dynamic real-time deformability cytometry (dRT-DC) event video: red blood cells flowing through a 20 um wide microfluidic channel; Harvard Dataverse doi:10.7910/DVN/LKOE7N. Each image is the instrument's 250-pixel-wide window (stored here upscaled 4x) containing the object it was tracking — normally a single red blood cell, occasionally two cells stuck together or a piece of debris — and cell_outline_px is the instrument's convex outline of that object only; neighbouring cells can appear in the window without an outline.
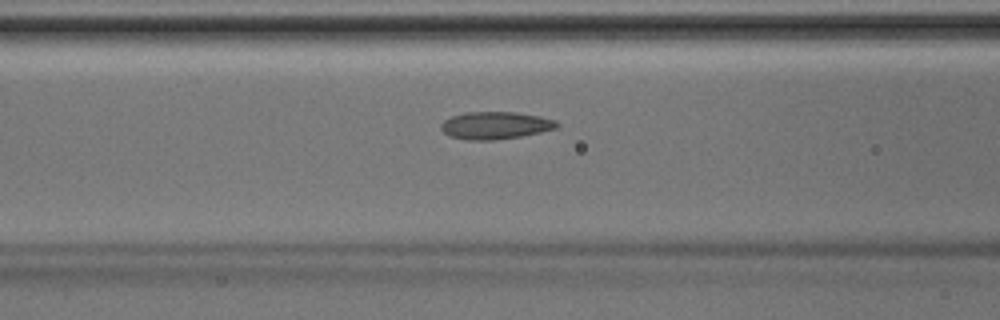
{"species": "Egyptian fruit bat (a non-hibernating species)", "species_latin": "Rousettus aegyptiacus", "temperature_condition": "room temperature", "stored_images_in_passage": 44, "camera_frame_rate_fps": 3000, "um_per_image_px": 0.085, "animal": {"sex": "male"}, "frame": {"image": 1, "passage_image": 18, "time_ms": 5.667, "image_size_px": [1000, 320], "cell_outline_px": [[560, 124], [556, 128], [540, 132], [520, 136], [492, 140], [468, 140], [448, 136], [440, 128], [440, 124], [444, 120], [452, 116], [464, 112], [516, 112], [540, 116], [556, 120]], "centroid_in_image_um": [42.08, 10.65], "position_along_channel_um": 124.5, "area_um2": 18.55}}
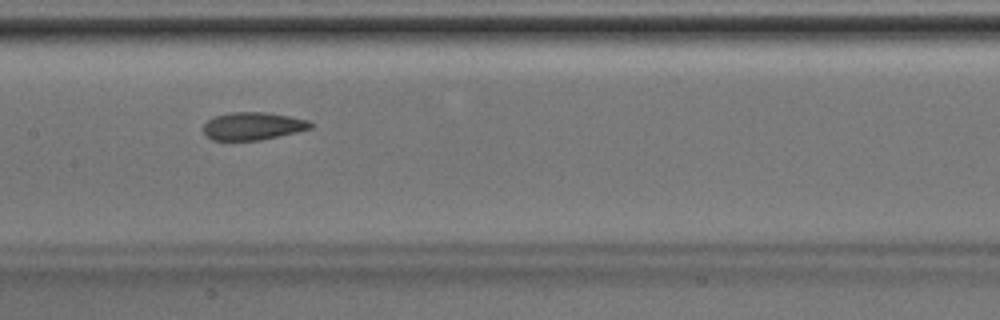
{"frame": {"image": 2, "passage_image": 22, "time_ms": 7.0, "image_size_px": [1000, 320], "cell_outline_px": [[312, 128], [296, 132], [260, 140], [212, 140], [204, 136], [204, 124], [208, 120], [216, 116], [232, 112], [264, 112], [288, 116], [308, 120], [312, 124]], "centroid_in_image_um": [21.47, 10.72], "position_along_channel_um": 185.9, "area_um2": 17.17}}
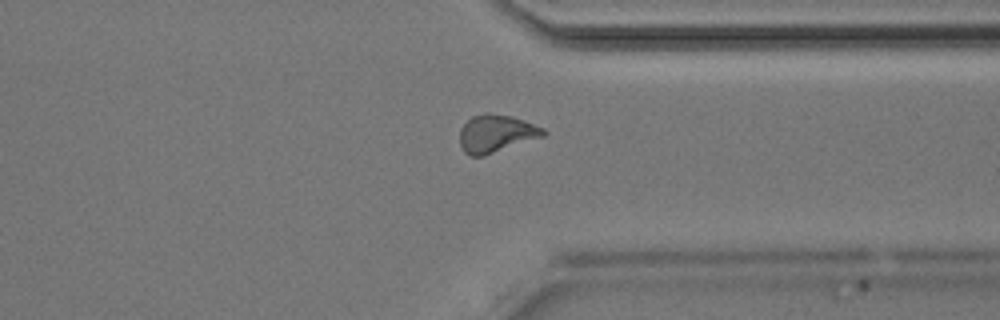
{"frame": {"image": 3, "passage_image": 34, "time_ms": 11.0, "image_size_px": [1000, 320], "cell_outline_px": [[548, 132], [544, 136], [484, 156], [468, 156], [464, 152], [460, 144], [460, 128], [472, 116], [484, 112], [488, 112], [512, 116], [544, 128]], "centroid_in_image_um": [42.16, 11.35], "position_along_channel_um": 369.2, "area_um2": 18.5}}